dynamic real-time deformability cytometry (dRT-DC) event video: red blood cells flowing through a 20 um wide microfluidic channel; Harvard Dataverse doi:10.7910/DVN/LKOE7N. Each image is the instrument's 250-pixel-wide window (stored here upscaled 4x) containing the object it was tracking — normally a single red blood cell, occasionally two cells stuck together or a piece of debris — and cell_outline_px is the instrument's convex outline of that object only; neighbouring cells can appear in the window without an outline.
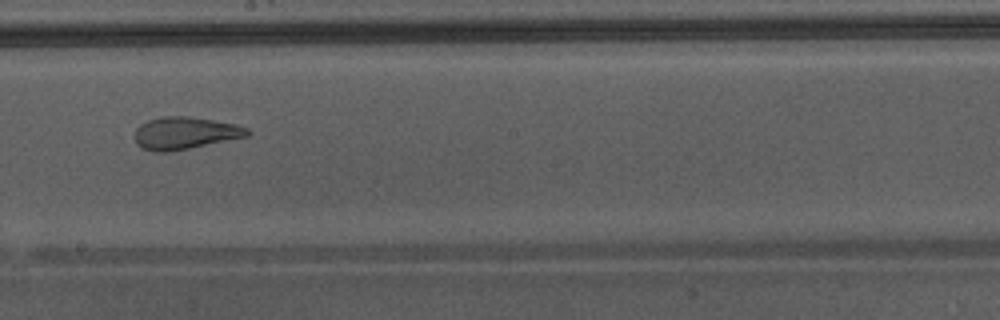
{"species": "Egyptian fruit bat (a non-hibernating species)", "species_latin": "Rousettus aegyptiacus", "temperature_condition": "warm", "stored_images_in_passage": 33, "camera_frame_rate_fps": 3000, "um_per_image_px": 0.085, "animal": {"sex": "male"}, "frame": {"image": 1, "passage_image": 19, "time_ms": 6.0, "image_size_px": [1000, 320], "cell_outline_px": [[252, 132], [248, 136], [168, 152], [156, 152], [144, 148], [136, 144], [136, 128], [140, 124], [148, 120], [160, 116], [188, 116], [236, 124], [248, 128]], "centroid_in_image_um": [15.73, 11.3], "position_along_channel_um": 232.5, "area_um2": 21.04}}